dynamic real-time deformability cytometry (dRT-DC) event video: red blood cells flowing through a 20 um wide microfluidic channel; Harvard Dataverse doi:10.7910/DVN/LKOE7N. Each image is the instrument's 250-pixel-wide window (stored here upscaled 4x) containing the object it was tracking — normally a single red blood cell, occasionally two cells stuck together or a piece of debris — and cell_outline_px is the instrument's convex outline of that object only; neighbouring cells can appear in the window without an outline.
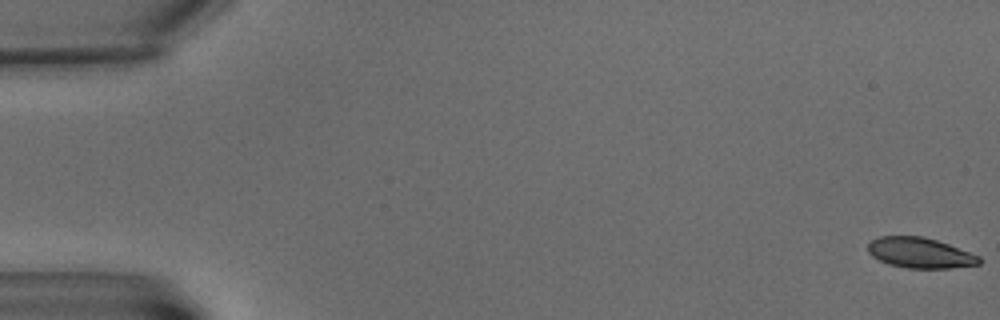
{"species": "common noctule bat (a hibernating species)", "species_latin": "Nyctalus noctula", "temperature_condition": "warm", "stored_images_in_passage": 5, "camera_frame_rate_fps": 3000, "um_per_image_px": 0.085, "animal": {"sex": "male", "body_mass_g": 15.6}, "frame": {"image": 1, "passage_image": 1, "time_ms": 0.0, "image_size_px": [1000, 320], "cell_outline_px": [[980, 264], [948, 268], [908, 268], [888, 264], [872, 256], [868, 252], [868, 244], [872, 240], [880, 236], [924, 236], [948, 244], [980, 256]], "centroid_in_image_um": [78.19, 21.49], "position_along_channel_um": 6.8, "area_um2": 19.59}}
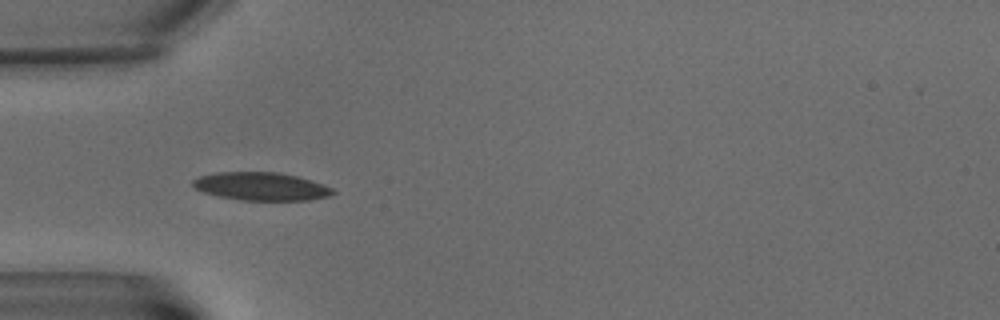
{"frame": {"image": 2, "passage_image": 4, "time_ms": 7.333, "image_size_px": [1000, 320], "cell_outline_px": [[336, 192], [328, 196], [308, 200], [240, 200], [220, 196], [204, 192], [196, 188], [192, 184], [192, 180], [200, 176], [216, 172], [280, 172], [312, 180], [324, 184], [332, 188]], "centroid_in_image_um": [22.22, 15.83], "position_along_channel_um": 62.8, "area_um2": 22.83}}